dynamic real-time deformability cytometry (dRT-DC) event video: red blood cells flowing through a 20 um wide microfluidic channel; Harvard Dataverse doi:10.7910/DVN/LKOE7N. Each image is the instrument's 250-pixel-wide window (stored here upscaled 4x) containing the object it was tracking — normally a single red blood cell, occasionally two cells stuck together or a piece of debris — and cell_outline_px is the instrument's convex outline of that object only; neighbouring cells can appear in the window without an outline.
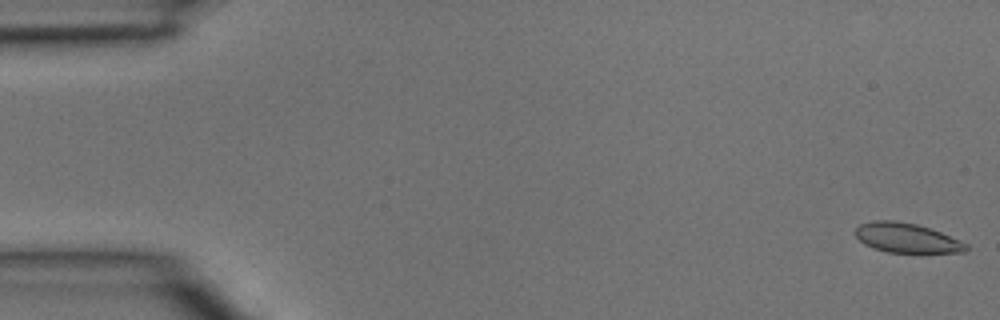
{"species": "common noctule bat (a hibernating species)", "species_latin": "Nyctalus noctula", "temperature_condition": "room temperature", "stored_images_in_passage": 4, "camera_frame_rate_fps": 3000, "um_per_image_px": 0.085, "animal": {"sex": "male", "body_mass_g": 15.6}, "frame": {"image": 1, "passage_image": 1, "time_ms": 0.0, "image_size_px": [1000, 320], "cell_outline_px": [[968, 248], [964, 252], [888, 252], [872, 248], [864, 244], [856, 236], [856, 228], [860, 224], [876, 220], [896, 220], [916, 224], [940, 232], [960, 240], [968, 244]], "centroid_in_image_um": [77.05, 20.22], "position_along_channel_um": 7.9, "area_um2": 18.9}}
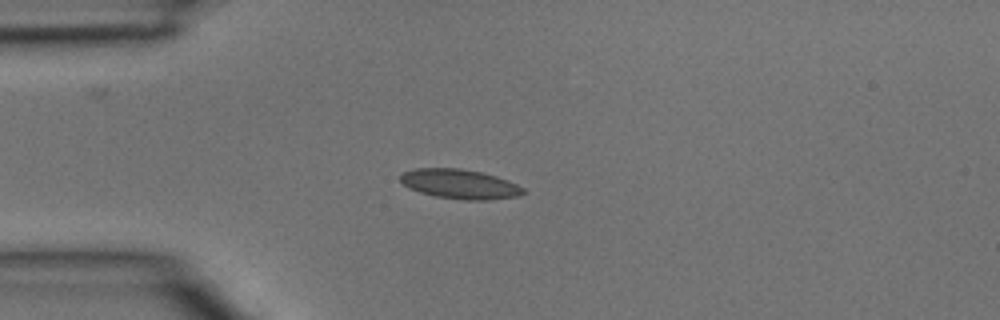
{"frame": {"image": 2, "passage_image": 4, "time_ms": 1.0, "image_size_px": [1000, 320], "cell_outline_px": [[528, 192], [516, 196], [488, 200], [464, 200], [436, 196], [420, 192], [408, 188], [400, 180], [400, 176], [404, 172], [416, 168], [460, 168], [480, 172], [496, 176], [508, 180], [524, 188]], "centroid_in_image_um": [39.1, 15.64], "position_along_channel_um": 45.9, "area_um2": 21.1}}